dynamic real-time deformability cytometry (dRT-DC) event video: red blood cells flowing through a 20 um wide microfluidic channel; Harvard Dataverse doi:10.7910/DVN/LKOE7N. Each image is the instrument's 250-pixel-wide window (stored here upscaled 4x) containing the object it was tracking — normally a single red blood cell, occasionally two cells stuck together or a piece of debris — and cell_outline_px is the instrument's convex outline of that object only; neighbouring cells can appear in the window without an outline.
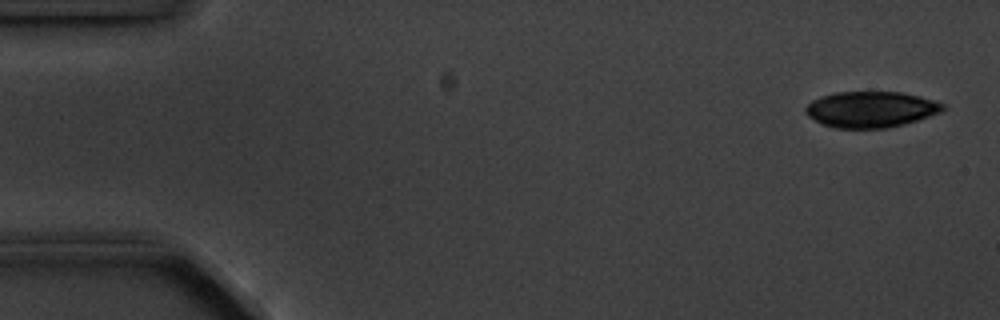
{"species": "common noctule bat (a hibernating species)", "species_latin": "Nyctalus noctula", "temperature_condition": "cold", "stored_images_in_passage": 5, "camera_frame_rate_fps": 3000, "um_per_image_px": 0.085, "animal": {"sex": "male", "body_mass_g": 20.1, "forearm_length_mm": 53.5}, "frame": {"image": 1, "passage_image": 1, "time_ms": 0.0, "image_size_px": [1000, 320], "cell_outline_px": [[944, 108], [940, 112], [904, 124], [888, 128], [832, 128], [820, 124], [808, 116], [804, 112], [804, 108], [812, 100], [820, 96], [836, 92], [900, 92], [920, 96], [944, 104]], "centroid_in_image_um": [73.95, 9.3], "position_along_channel_um": 11.0, "area_um2": 28.84}}
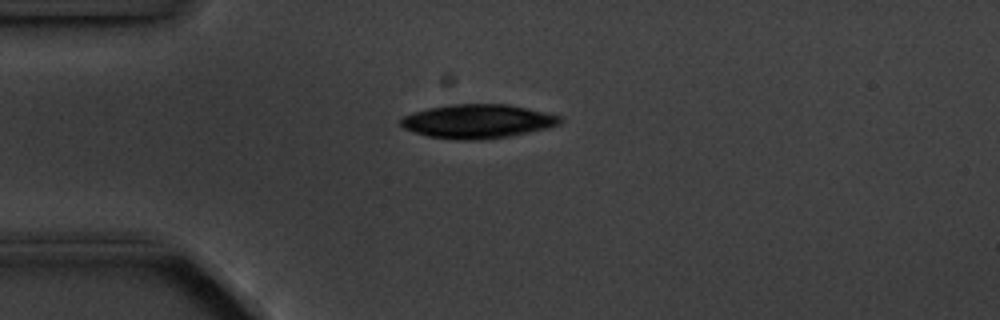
{"frame": {"image": 2, "passage_image": 4, "time_ms": 3.667, "image_size_px": [1000, 320], "cell_outline_px": [[564, 120], [560, 124], [548, 128], [508, 136], [480, 140], [456, 140], [428, 136], [404, 128], [400, 124], [400, 120], [404, 116], [412, 112], [428, 108], [448, 104], [508, 104], [544, 112], [560, 116]], "centroid_in_image_um": [40.6, 10.31], "position_along_channel_um": 44.4, "area_um2": 31.44}}